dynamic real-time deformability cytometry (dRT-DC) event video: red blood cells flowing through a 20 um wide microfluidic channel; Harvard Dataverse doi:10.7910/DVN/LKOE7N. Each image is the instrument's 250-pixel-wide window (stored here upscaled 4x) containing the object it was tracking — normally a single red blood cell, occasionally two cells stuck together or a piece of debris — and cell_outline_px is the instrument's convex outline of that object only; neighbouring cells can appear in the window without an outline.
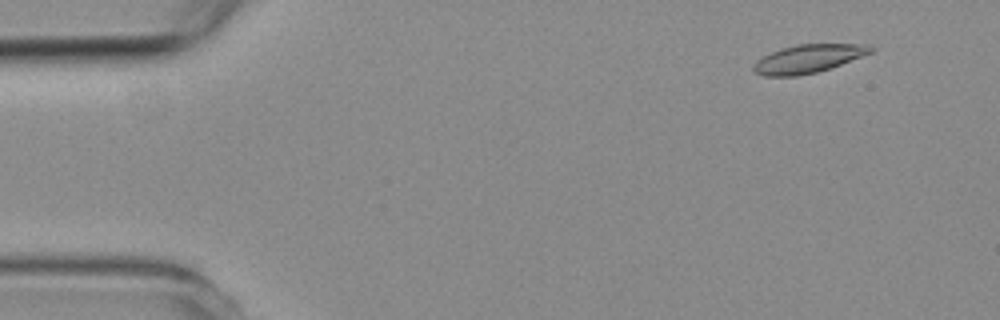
{"species": "common noctule bat (a hibernating species)", "species_latin": "Nyctalus noctula", "temperature_condition": "room temperature", "stored_images_in_passage": 5, "camera_frame_rate_fps": 3000, "um_per_image_px": 0.085, "animal": {"sex": "female", "body_mass_g": 19.3, "forearm_length_mm": 54.1}, "frame": {"image": 1, "passage_image": 2, "time_ms": 1.333, "image_size_px": [1000, 320], "cell_outline_px": [[872, 52], [832, 68], [800, 76], [764, 76], [752, 72], [752, 68], [756, 60], [772, 52], [784, 48], [800, 44], [868, 44], [872, 48]], "centroid_in_image_um": [68.68, 5.01], "position_along_channel_um": 16.3, "area_um2": 19.25}}
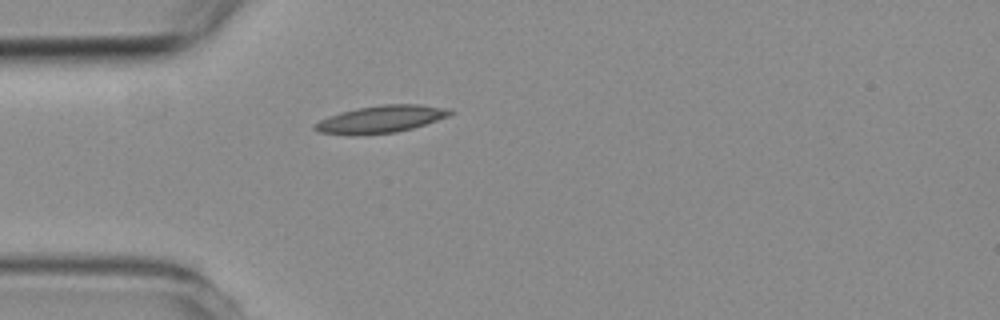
{"frame": {"image": 2, "passage_image": 5, "time_ms": 4.667, "image_size_px": [1000, 320], "cell_outline_px": [[452, 112], [448, 116], [412, 128], [396, 132], [320, 132], [312, 128], [312, 124], [328, 116], [340, 112], [356, 108], [380, 104], [420, 104], [444, 108]], "centroid_in_image_um": [32.38, 10.07], "position_along_channel_um": 52.6, "area_um2": 20.4}}